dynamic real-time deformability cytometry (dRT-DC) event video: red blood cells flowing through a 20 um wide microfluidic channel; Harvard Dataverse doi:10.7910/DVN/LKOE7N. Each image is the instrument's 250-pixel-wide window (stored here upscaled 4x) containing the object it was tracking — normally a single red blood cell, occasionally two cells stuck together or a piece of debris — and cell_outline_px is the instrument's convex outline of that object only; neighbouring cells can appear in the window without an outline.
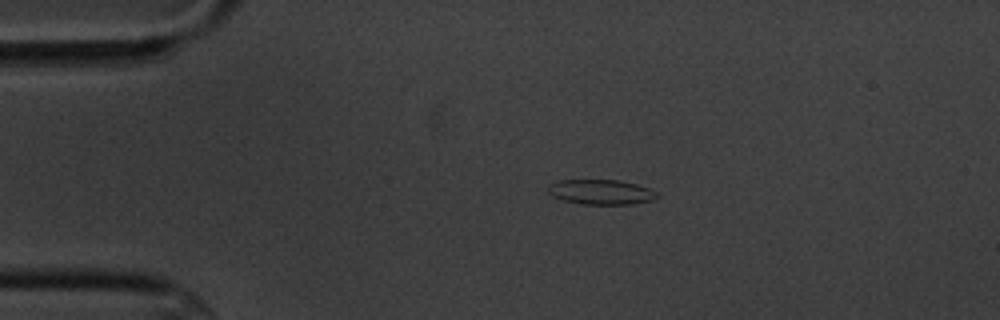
{"species": "common noctule bat (a hibernating species)", "species_latin": "Nyctalus noctula", "temperature_condition": "cold", "stored_images_in_passage": 3, "camera_frame_rate_fps": 3000, "um_per_image_px": 0.085, "animal": {"sex": "male", "body_mass_g": 20.1, "forearm_length_mm": 53.5}, "frame": {"image": 1, "passage_image": 1, "time_ms": 0.0, "image_size_px": [1000, 320], "cell_outline_px": [[660, 196], [656, 200], [632, 204], [580, 204], [564, 200], [552, 196], [548, 192], [548, 184], [556, 180], [616, 180], [636, 184], [648, 188], [656, 192]], "centroid_in_image_um": [51.09, 16.32], "position_along_channel_um": 33.9, "area_um2": 15.95}}
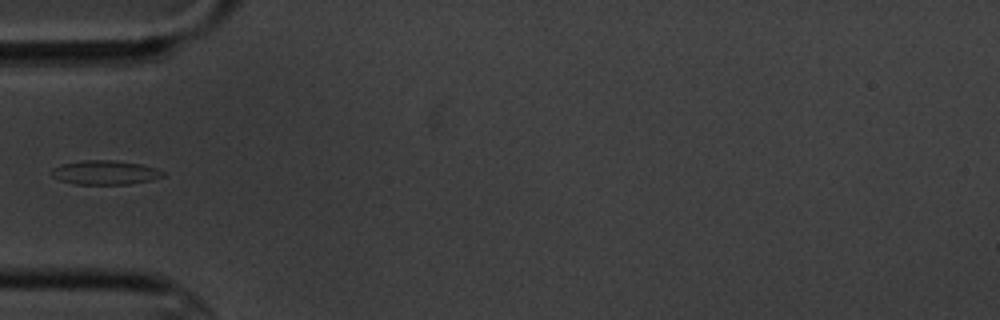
{"frame": {"image": 2, "passage_image": 3, "time_ms": 2.333, "image_size_px": [1000, 320], "cell_outline_px": [[164, 176], [152, 180], [128, 184], [76, 184], [60, 180], [52, 176], [48, 172], [52, 168], [60, 164], [84, 160], [116, 160], [140, 164], [156, 168], [164, 172]], "centroid_in_image_um": [8.9, 14.66], "position_along_channel_um": 76.1, "area_um2": 15.78}}